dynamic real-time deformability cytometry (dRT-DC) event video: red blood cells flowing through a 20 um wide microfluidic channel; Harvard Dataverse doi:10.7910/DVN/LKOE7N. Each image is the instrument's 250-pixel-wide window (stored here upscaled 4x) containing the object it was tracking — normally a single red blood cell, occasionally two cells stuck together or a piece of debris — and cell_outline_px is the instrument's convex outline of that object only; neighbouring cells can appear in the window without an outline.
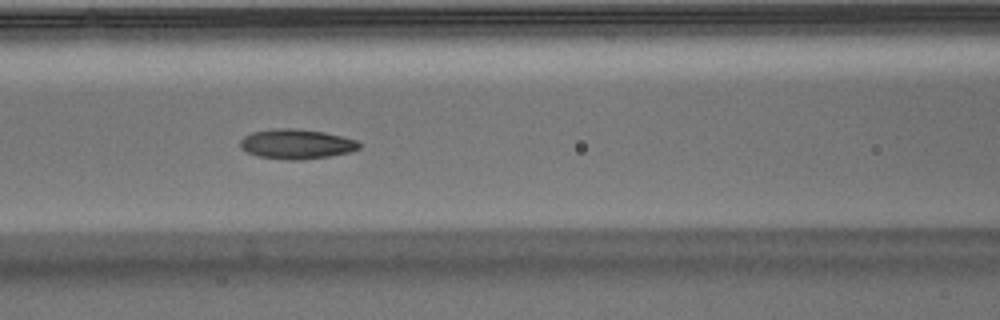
{"species": "Egyptian fruit bat (a non-hibernating species)", "species_latin": "Rousettus aegyptiacus", "temperature_condition": "warm", "stored_images_in_passage": 38, "camera_frame_rate_fps": 3000, "um_per_image_px": 0.085, "animal": {"sex": "male"}, "frame": {"image": 1, "passage_image": 8, "time_ms": 2.333, "image_size_px": [1000, 320], "cell_outline_px": [[360, 148], [348, 152], [328, 156], [300, 160], [292, 160], [260, 156], [248, 152], [240, 148], [240, 140], [244, 136], [252, 132], [272, 128], [296, 128], [324, 132], [356, 140], [360, 144]], "centroid_in_image_um": [25.17, 12.23], "position_along_channel_um": 141.4, "area_um2": 20.46}}
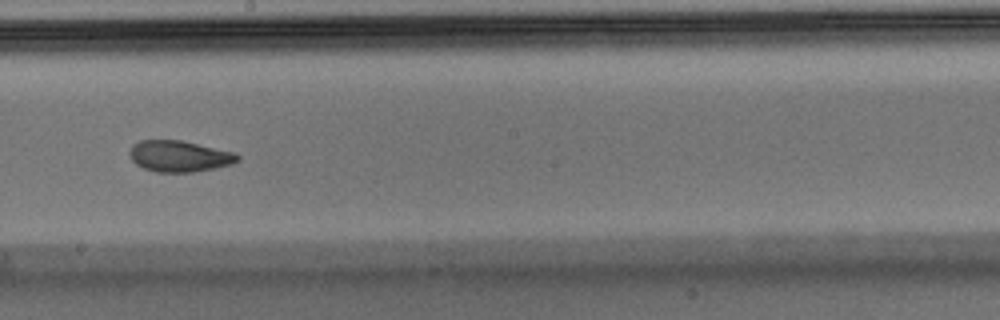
{"frame": {"image": 2, "passage_image": 15, "time_ms": 4.667, "image_size_px": [1000, 320], "cell_outline_px": [[240, 160], [232, 164], [192, 172], [156, 172], [144, 168], [136, 164], [132, 160], [128, 152], [132, 144], [140, 140], [180, 140], [236, 152], [240, 156]], "centroid_in_image_um": [15.24, 13.27], "position_along_channel_um": 233.0, "area_um2": 19.71}}
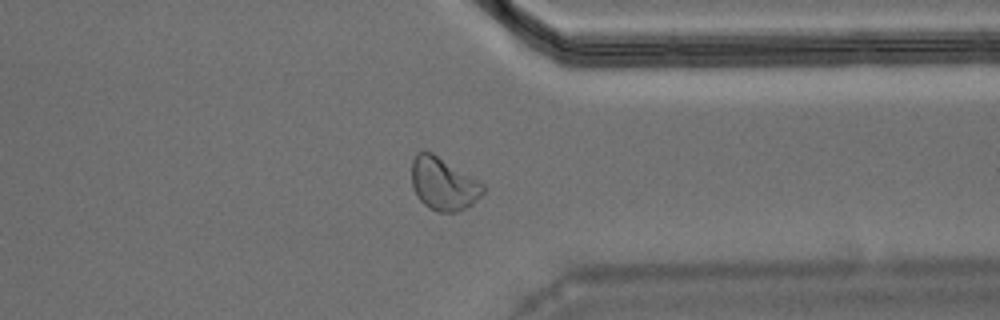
{"frame": {"image": 3, "passage_image": 26, "time_ms": 8.333, "image_size_px": [1000, 320], "cell_outline_px": [[488, 188], [472, 204], [456, 212], [436, 212], [428, 208], [416, 196], [412, 184], [412, 160], [416, 152], [432, 152], [484, 184]], "centroid_in_image_um": [37.68, 15.64], "position_along_channel_um": 373.7, "area_um2": 21.91}, "authors_computed_cell_mechanics": {"area_um2": 20.4612, "velocity_mm_per_s": 3.923, "shape_relaxation_time_tau1_ms": 7.7792, "shape_relaxation_time_tau2_ms": 2.3902, "deformation_change_tau1": 0.1912, "deformation_change_tau2": 0.0812}}